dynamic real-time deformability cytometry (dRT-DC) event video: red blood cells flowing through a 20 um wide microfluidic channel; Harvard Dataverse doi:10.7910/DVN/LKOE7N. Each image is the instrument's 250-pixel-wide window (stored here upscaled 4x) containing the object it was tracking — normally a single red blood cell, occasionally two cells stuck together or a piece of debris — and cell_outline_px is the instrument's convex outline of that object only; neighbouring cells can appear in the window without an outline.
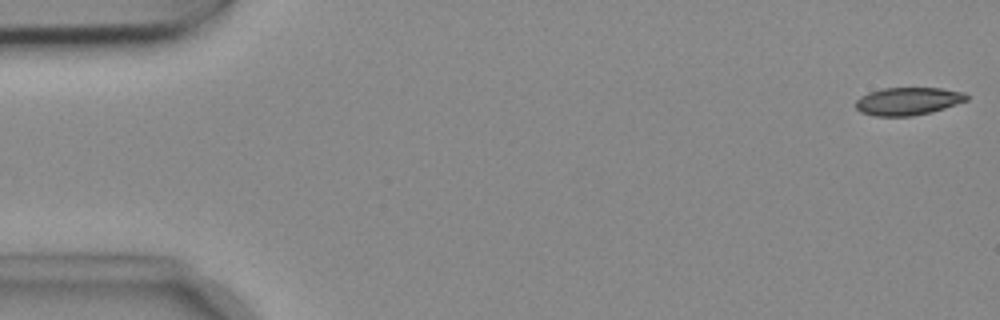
{"species": "common noctule bat (a hibernating species)", "species_latin": "Nyctalus noctula", "temperature_condition": "cold", "stored_images_in_passage": 47, "camera_frame_rate_fps": 3000, "um_per_image_px": 0.085, "animal": {"sex": "female", "body_mass_g": 18.4}, "frame": {"image": 1, "passage_image": 1, "time_ms": 0.0, "image_size_px": [1000, 320], "cell_outline_px": [[968, 100], [932, 112], [912, 116], [876, 116], [860, 112], [856, 108], [856, 100], [860, 96], [868, 92], [884, 88], [940, 88], [964, 92], [968, 96]], "centroid_in_image_um": [77.16, 8.6], "position_along_channel_um": 7.8, "area_um2": 17.98}}
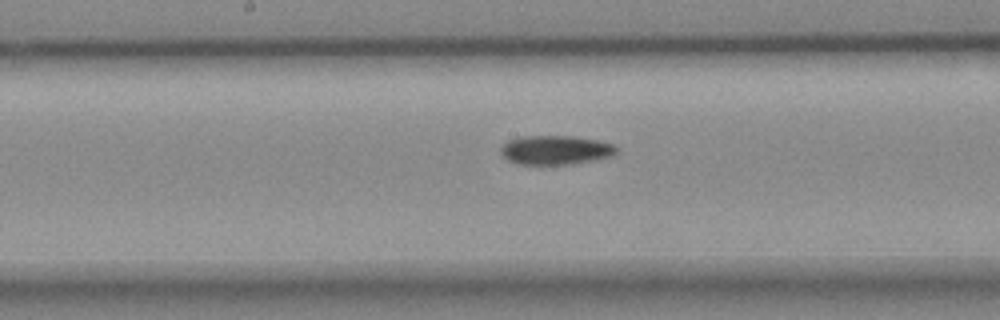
{"frame": {"image": 2, "passage_image": 27, "time_ms": 8.667, "image_size_px": [1000, 320], "cell_outline_px": [[616, 152], [612, 156], [596, 160], [572, 164], [516, 164], [508, 160], [500, 152], [500, 148], [508, 140], [520, 136], [572, 136], [600, 140], [612, 144], [616, 148]], "centroid_in_image_um": [47.21, 12.75], "position_along_channel_um": 201.0, "area_um2": 19.71}}
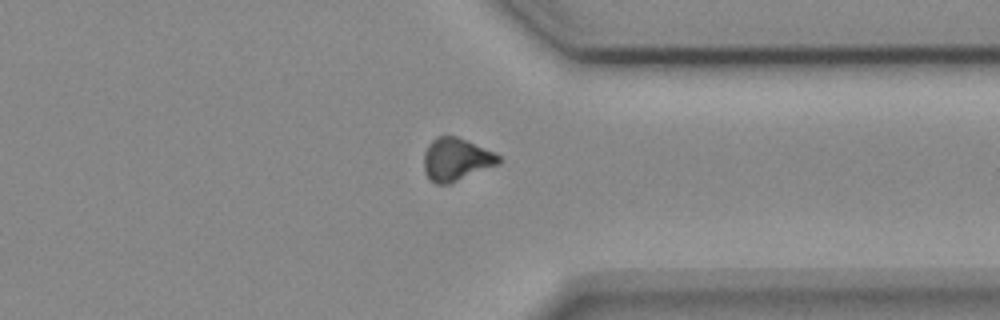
{"frame": {"image": 3, "passage_image": 41, "time_ms": 13.333, "image_size_px": [1000, 320], "cell_outline_px": [[504, 160], [500, 164], [448, 184], [436, 184], [424, 172], [424, 152], [428, 144], [436, 136], [456, 136], [468, 140], [500, 156]], "centroid_in_image_um": [38.78, 13.54], "position_along_channel_um": 372.6, "area_um2": 18.67}}